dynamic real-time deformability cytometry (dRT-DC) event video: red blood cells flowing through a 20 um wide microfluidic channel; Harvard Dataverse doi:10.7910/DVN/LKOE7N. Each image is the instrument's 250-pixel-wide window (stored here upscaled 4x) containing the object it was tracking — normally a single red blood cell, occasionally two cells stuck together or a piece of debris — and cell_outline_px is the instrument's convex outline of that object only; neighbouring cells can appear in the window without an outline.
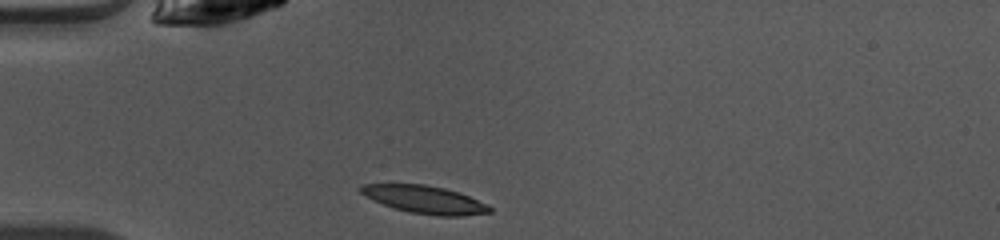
{"species": "common noctule bat (a hibernating species)", "species_latin": "Nyctalus noctula", "temperature_condition": "warm", "stored_images_in_passage": 36, "camera_frame_rate_fps": 3000, "um_per_image_px": 0.085, "animal": {"sex": "female", "body_mass_g": 10.0, "forearm_length_mm": 53.1}, "frame": {"image": 1, "passage_image": 1, "time_ms": 0.0, "image_size_px": [1000, 240], "cell_outline_px": [[492, 212], [460, 216], [436, 216], [412, 212], [396, 208], [372, 200], [360, 192], [360, 184], [424, 184], [444, 188], [468, 196], [488, 204], [492, 208]], "centroid_in_image_um": [36.11, 16.96], "position_along_channel_um": 48.9, "area_um2": 20.58}}
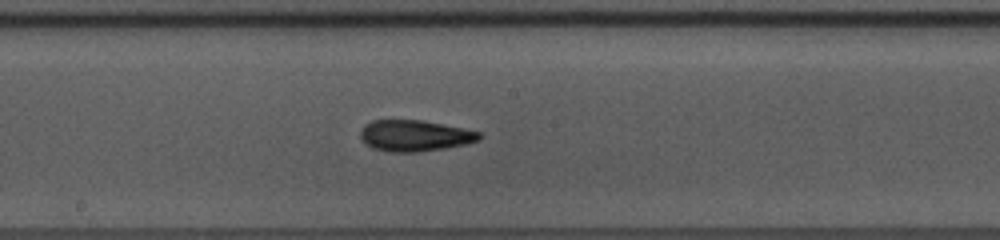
{"frame": {"image": 2, "passage_image": 14, "time_ms": 4.333, "image_size_px": [1000, 240], "cell_outline_px": [[480, 140], [464, 144], [444, 148], [416, 152], [392, 152], [372, 148], [364, 144], [360, 136], [360, 132], [364, 124], [372, 120], [420, 120], [464, 128], [480, 132]], "centroid_in_image_um": [35.21, 11.53], "position_along_channel_um": 213.0, "area_um2": 21.56}}
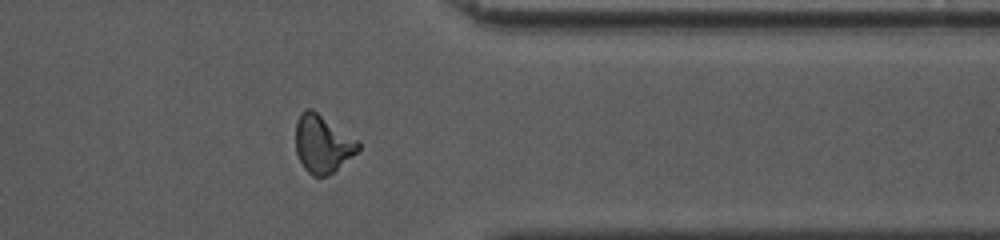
{"frame": {"image": 3, "passage_image": 27, "time_ms": 8.667, "image_size_px": [1000, 240], "cell_outline_px": [[360, 148], [356, 152], [328, 176], [312, 176], [304, 168], [296, 152], [296, 120], [300, 112], [308, 108], [312, 108], [356, 140], [360, 144]], "centroid_in_image_um": [27.37, 12.22], "position_along_channel_um": 384.0, "area_um2": 20.69}, "authors_computed_cell_mechanics": {"area_um2": 20.8369, "velocity_mm_per_s": 4.1068, "shape_relaxation_time_tau1_ms": 8.8159, "shape_relaxation_time_tau2_ms": 2.9106, "deformation_change_tau1": 0.2296, "deformation_change_tau2": 0.1113}}